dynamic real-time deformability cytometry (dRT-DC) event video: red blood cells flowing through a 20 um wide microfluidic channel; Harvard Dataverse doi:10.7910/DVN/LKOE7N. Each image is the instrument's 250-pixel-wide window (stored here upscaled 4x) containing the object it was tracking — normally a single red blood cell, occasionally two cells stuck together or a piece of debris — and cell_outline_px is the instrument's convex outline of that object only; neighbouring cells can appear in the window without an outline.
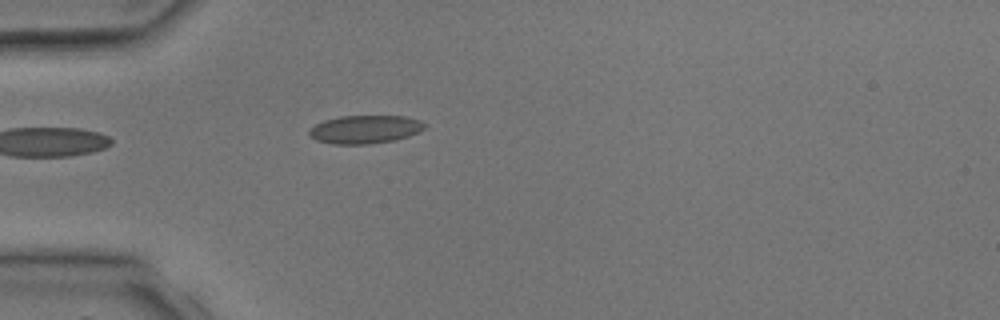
{"species": "common noctule bat (a hibernating species)", "species_latin": "Nyctalus noctula", "temperature_condition": "room temperature", "stored_images_in_passage": 2, "camera_frame_rate_fps": 3000, "um_per_image_px": 0.085, "animal": {"sex": "male", "body_mass_g": 17.9, "forearm_length_mm": 54.2}, "frame": {"image": 1, "passage_image": 2, "time_ms": 1.333, "image_size_px": [1000, 320], "cell_outline_px": [[428, 124], [424, 128], [408, 136], [396, 140], [368, 144], [332, 144], [316, 140], [308, 136], [308, 128], [324, 120], [340, 116], [404, 116], [420, 120]], "centroid_in_image_um": [30.99, 11.0], "position_along_channel_um": 54.0, "area_um2": 19.13}}